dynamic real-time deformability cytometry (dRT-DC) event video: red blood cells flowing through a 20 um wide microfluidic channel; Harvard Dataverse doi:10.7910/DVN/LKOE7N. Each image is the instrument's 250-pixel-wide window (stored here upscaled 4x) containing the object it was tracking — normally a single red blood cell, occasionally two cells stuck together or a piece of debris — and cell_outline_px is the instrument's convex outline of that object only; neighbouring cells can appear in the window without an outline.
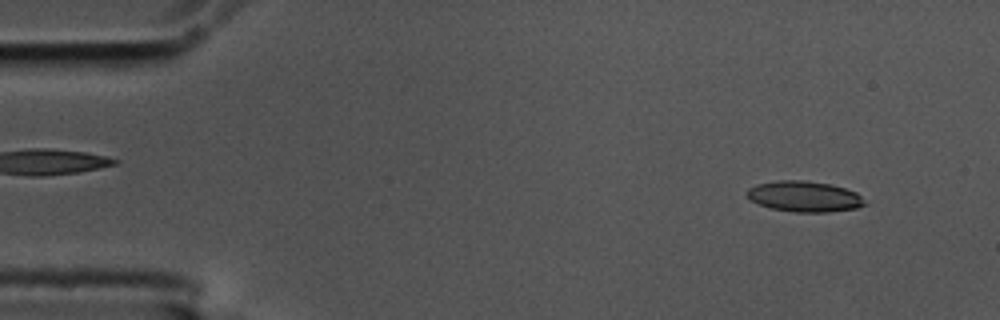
{"species": "common noctule bat (a hibernating species)", "species_latin": "Nyctalus noctula", "temperature_condition": "cold", "stored_images_in_passage": 55, "camera_frame_rate_fps": 3000, "um_per_image_px": 0.085, "animal": {"sex": "male", "body_mass_g": 17.5, "forearm_length_mm": 52.3}, "frame": {"image": 1, "passage_image": 4, "time_ms": 1.0, "image_size_px": [1000, 320], "cell_outline_px": [[868, 204], [856, 208], [828, 212], [796, 212], [772, 208], [760, 204], [752, 200], [748, 196], [748, 188], [756, 184], [776, 180], [804, 180], [832, 184], [856, 192]], "centroid_in_image_um": [68.4, 16.69], "position_along_channel_um": 16.6, "area_um2": 20.98}}
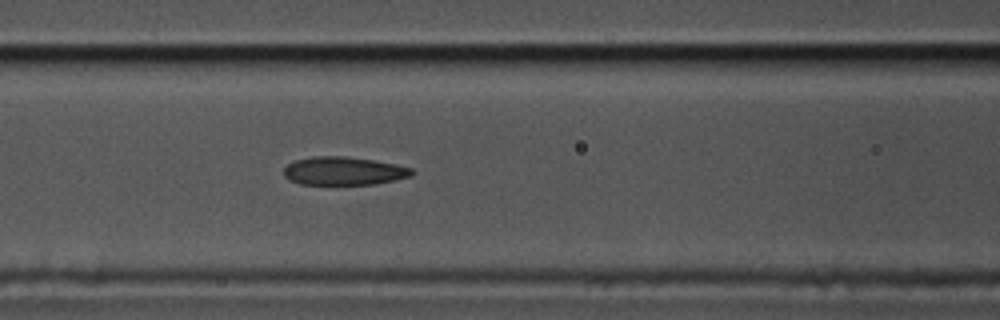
{"frame": {"image": 2, "passage_image": 22, "time_ms": 7.0, "image_size_px": [1000, 320], "cell_outline_px": [[412, 176], [396, 180], [376, 184], [300, 184], [288, 180], [284, 176], [284, 168], [288, 164], [296, 160], [312, 156], [344, 156], [372, 160], [396, 164], [412, 168]], "centroid_in_image_um": [29.21, 14.53], "position_along_channel_um": 137.4, "area_um2": 21.1}}
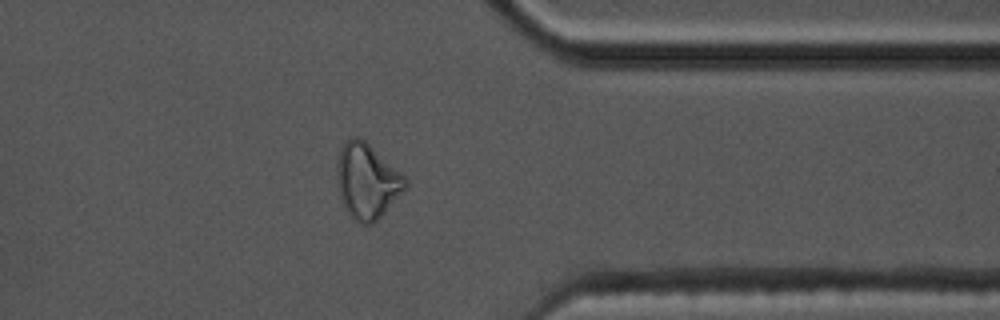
{"frame": {"image": 3, "passage_image": 43, "time_ms": 14.0, "image_size_px": [1000, 320], "cell_outline_px": [[408, 184], [384, 212], [372, 224], [360, 224], [352, 220], [344, 208], [340, 200], [336, 184], [336, 164], [340, 148], [344, 140], [352, 136], [360, 136], [400, 172], [408, 180]], "centroid_in_image_um": [31.12, 15.38], "position_along_channel_um": 380.3, "area_um2": 30.11}, "authors_computed_cell_mechanics": {"area_um2": 21.964, "velocity_mm_per_s": 3.5992, "shape_relaxation_time_tau1_ms": 7.367, "shape_relaxation_time_tau2_ms": 3.4515, "deformation_change_tau1": 0.2051, "deformation_change_tau2": 0.1333}}